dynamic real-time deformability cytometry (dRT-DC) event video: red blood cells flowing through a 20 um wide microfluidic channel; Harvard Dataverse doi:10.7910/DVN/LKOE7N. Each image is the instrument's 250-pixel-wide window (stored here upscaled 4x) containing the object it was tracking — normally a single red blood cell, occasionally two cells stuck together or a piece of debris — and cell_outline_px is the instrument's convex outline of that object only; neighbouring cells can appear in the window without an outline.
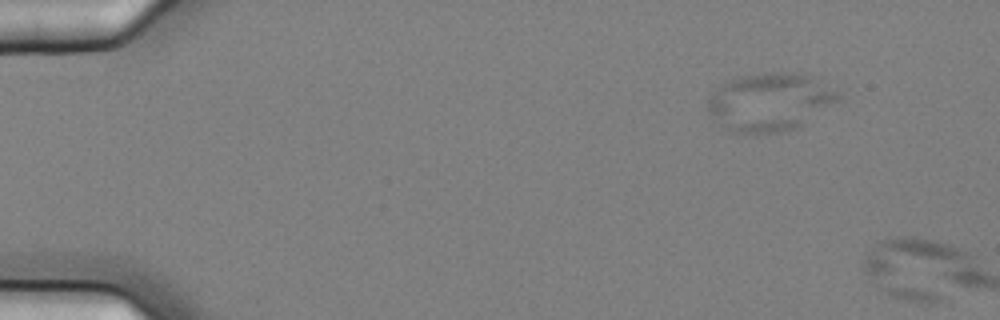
{"species": "common noctule bat (a hibernating species)", "species_latin": "Nyctalus noctula", "temperature_condition": "cold", "stored_images_in_passage": 4, "camera_frame_rate_fps": 3000, "um_per_image_px": 0.085, "animal": {"sex": "female", "body_mass_g": 25.1}, "frame": {"image": 1, "passage_image": 3, "time_ms": 0.667, "image_size_px": [1000, 320], "cell_outline_px": [[840, 100], [796, 128], [780, 132], [756, 136], [732, 132], [712, 116], [708, 112], [708, 96], [716, 88], [728, 80], [740, 76], [764, 72], [800, 72], [840, 92]], "centroid_in_image_um": [65.41, 8.68], "position_along_channel_um": 19.6, "area_um2": 44.33}}